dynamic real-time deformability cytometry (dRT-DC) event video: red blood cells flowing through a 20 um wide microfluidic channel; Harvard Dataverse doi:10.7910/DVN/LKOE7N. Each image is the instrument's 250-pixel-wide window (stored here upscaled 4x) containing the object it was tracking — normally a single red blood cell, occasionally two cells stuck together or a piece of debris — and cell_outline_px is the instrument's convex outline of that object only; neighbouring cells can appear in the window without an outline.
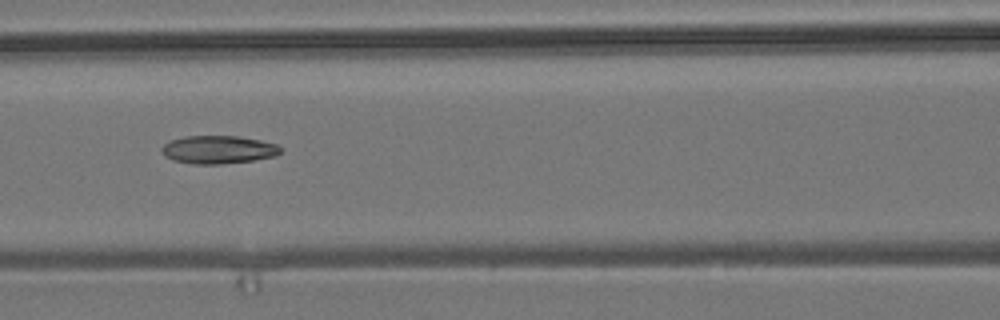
{"species": "common noctule bat (a hibernating species)", "species_latin": "Nyctalus noctula", "temperature_condition": "room temperature", "stored_images_in_passage": 7, "camera_frame_rate_fps": 3000, "um_per_image_px": 0.085, "animal": {"sex": "male", "body_mass_g": 19.2, "forearm_length_mm": 51.8}, "frame": {"image": 1, "passage_image": 3, "time_ms": 0.667, "image_size_px": [1000, 320], "cell_outline_px": [[284, 148], [276, 156], [252, 160], [220, 164], [192, 164], [172, 160], [164, 156], [160, 152], [160, 148], [164, 144], [172, 140], [184, 136], [240, 136], [260, 140], [276, 144]], "centroid_in_image_um": [18.54, 12.72], "position_along_channel_um": 148.1, "area_um2": 19.59}}
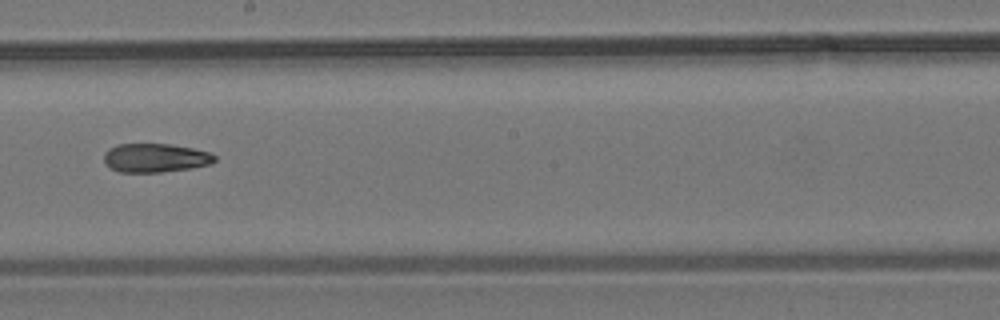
{"frame": {"image": 2, "passage_image": 5, "time_ms": 1.333, "image_size_px": [1000, 320], "cell_outline_px": [[216, 160], [212, 164], [192, 168], [160, 172], [120, 172], [104, 164], [104, 152], [108, 148], [120, 144], [168, 144], [192, 148], [212, 152], [216, 156]], "centroid_in_image_um": [13.22, 13.42], "position_along_channel_um": 235.0, "area_um2": 18.73}}
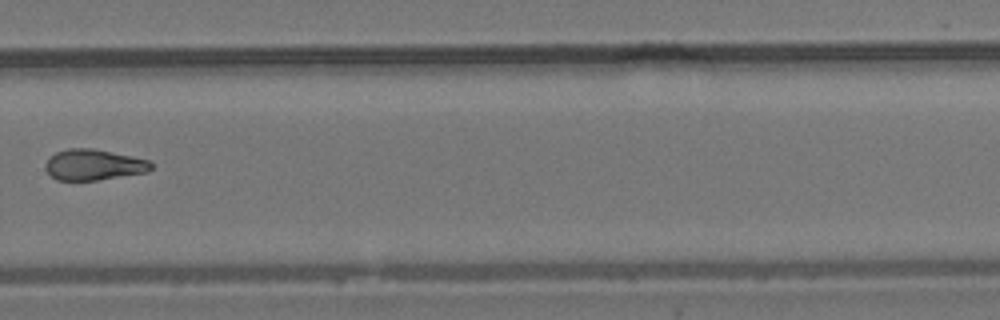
{"frame": {"image": 3, "passage_image": 7, "time_ms": 2.0, "image_size_px": [1000, 320], "cell_outline_px": [[152, 168], [148, 172], [96, 180], [56, 180], [44, 168], [44, 164], [48, 156], [56, 152], [68, 148], [92, 148], [132, 156], [148, 160], [152, 164]], "centroid_in_image_um": [7.92, 14.0], "position_along_channel_um": 321.9, "area_um2": 19.07}}